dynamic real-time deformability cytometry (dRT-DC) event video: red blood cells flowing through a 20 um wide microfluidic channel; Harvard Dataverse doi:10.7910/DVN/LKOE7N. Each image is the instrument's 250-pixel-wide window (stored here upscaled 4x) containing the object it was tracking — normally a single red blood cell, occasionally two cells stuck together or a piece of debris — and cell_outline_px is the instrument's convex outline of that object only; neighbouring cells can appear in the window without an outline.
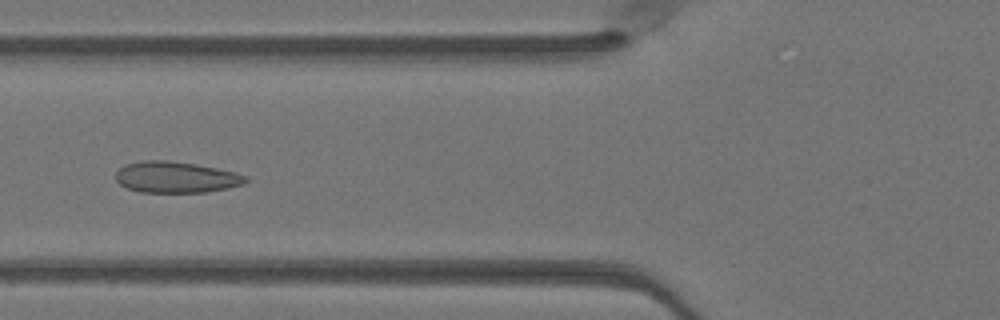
{"species": "Egyptian fruit bat (a non-hibernating species)", "species_latin": "Rousettus aegyptiacus", "temperature_condition": "warm", "stored_images_in_passage": 50, "camera_frame_rate_fps": 3000, "um_per_image_px": 0.085, "animal": {"sex": "female"}, "frame": {"image": 1, "passage_image": 20, "time_ms": 6.333, "image_size_px": [1000, 320], "cell_outline_px": [[248, 180], [244, 184], [228, 188], [204, 192], [140, 192], [128, 188], [120, 184], [116, 180], [116, 172], [124, 164], [144, 160], [168, 160], [196, 164], [236, 172], [248, 176]], "centroid_in_image_um": [14.97, 15.05], "position_along_channel_um": 110.8, "area_um2": 23.7}}
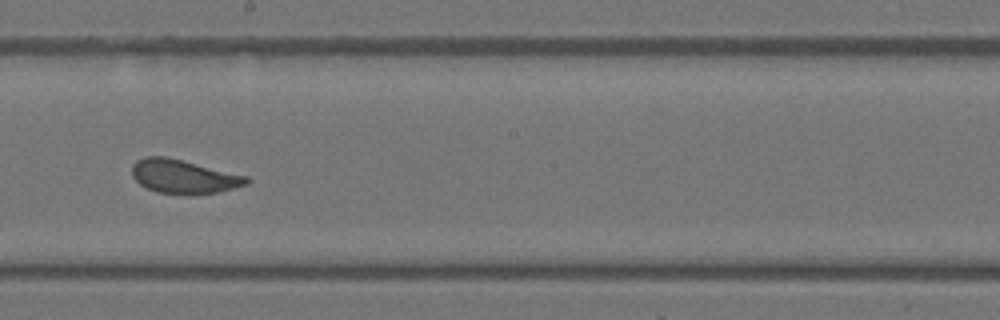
{"frame": {"image": 2, "passage_image": 29, "time_ms": 9.333, "image_size_px": [1000, 320], "cell_outline_px": [[252, 180], [248, 184], [216, 192], [188, 196], [156, 192], [140, 184], [132, 176], [132, 164], [136, 160], [144, 156], [168, 156], [248, 176]], "centroid_in_image_um": [15.61, 15.0], "position_along_channel_um": 232.6, "area_um2": 23.0}}
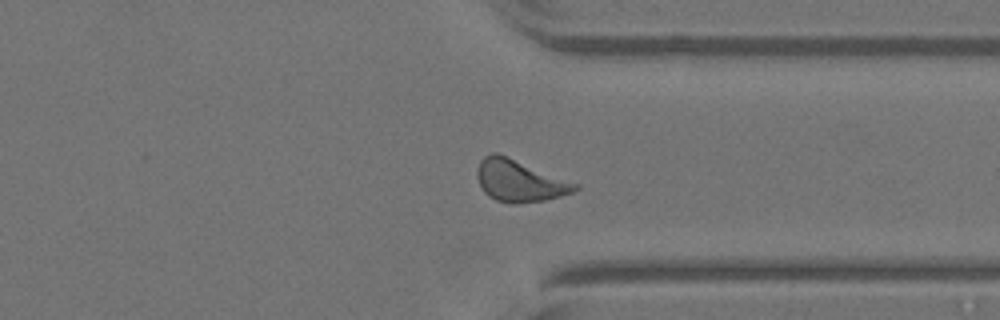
{"frame": {"image": 3, "passage_image": 39, "time_ms": 12.667, "image_size_px": [1000, 320], "cell_outline_px": [[580, 188], [572, 192], [560, 196], [544, 200], [512, 204], [496, 200], [488, 196], [484, 192], [476, 176], [476, 172], [480, 160], [484, 156], [492, 152], [496, 152], [580, 184]], "centroid_in_image_um": [44.15, 15.36], "position_along_channel_um": 367.3, "area_um2": 23.81}, "authors_computed_cell_mechanics": {"area_um2": 23.2645, "velocity_mm_per_s": 4.057, "shape_relaxation_time_tau1_ms": 4.0139, "shape_relaxation_time_tau2_ms": 0.557, "deformation_change_tau1": 0.133, "deformation_change_tau2": 0.0657}}